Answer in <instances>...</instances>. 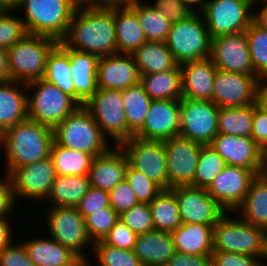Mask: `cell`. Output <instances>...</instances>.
Here are the masks:
<instances>
[{
  "instance_id": "1",
  "label": "cell",
  "mask_w": 267,
  "mask_h": 266,
  "mask_svg": "<svg viewBox=\"0 0 267 266\" xmlns=\"http://www.w3.org/2000/svg\"><path fill=\"white\" fill-rule=\"evenodd\" d=\"M61 43L66 48L99 57L117 53L113 4L98 5L82 1Z\"/></svg>"
},
{
  "instance_id": "2",
  "label": "cell",
  "mask_w": 267,
  "mask_h": 266,
  "mask_svg": "<svg viewBox=\"0 0 267 266\" xmlns=\"http://www.w3.org/2000/svg\"><path fill=\"white\" fill-rule=\"evenodd\" d=\"M53 141L51 127L30 119L10 127L3 132L5 173L10 176L21 166L49 157Z\"/></svg>"
},
{
  "instance_id": "3",
  "label": "cell",
  "mask_w": 267,
  "mask_h": 266,
  "mask_svg": "<svg viewBox=\"0 0 267 266\" xmlns=\"http://www.w3.org/2000/svg\"><path fill=\"white\" fill-rule=\"evenodd\" d=\"M82 0H22L21 17L27 34L46 36L61 42L67 35L72 16Z\"/></svg>"
},
{
  "instance_id": "4",
  "label": "cell",
  "mask_w": 267,
  "mask_h": 266,
  "mask_svg": "<svg viewBox=\"0 0 267 266\" xmlns=\"http://www.w3.org/2000/svg\"><path fill=\"white\" fill-rule=\"evenodd\" d=\"M54 141L67 148L90 154L93 158L106 153L111 147L90 112L79 106L54 129Z\"/></svg>"
},
{
  "instance_id": "5",
  "label": "cell",
  "mask_w": 267,
  "mask_h": 266,
  "mask_svg": "<svg viewBox=\"0 0 267 266\" xmlns=\"http://www.w3.org/2000/svg\"><path fill=\"white\" fill-rule=\"evenodd\" d=\"M26 87L28 119L52 129L80 106L71 96L43 78L26 83Z\"/></svg>"
},
{
  "instance_id": "6",
  "label": "cell",
  "mask_w": 267,
  "mask_h": 266,
  "mask_svg": "<svg viewBox=\"0 0 267 266\" xmlns=\"http://www.w3.org/2000/svg\"><path fill=\"white\" fill-rule=\"evenodd\" d=\"M231 214L234 212H226L213 227L214 250L251 255L264 261V229Z\"/></svg>"
},
{
  "instance_id": "7",
  "label": "cell",
  "mask_w": 267,
  "mask_h": 266,
  "mask_svg": "<svg viewBox=\"0 0 267 266\" xmlns=\"http://www.w3.org/2000/svg\"><path fill=\"white\" fill-rule=\"evenodd\" d=\"M165 43L179 65L210 58L211 38L202 13L173 22Z\"/></svg>"
},
{
  "instance_id": "8",
  "label": "cell",
  "mask_w": 267,
  "mask_h": 266,
  "mask_svg": "<svg viewBox=\"0 0 267 266\" xmlns=\"http://www.w3.org/2000/svg\"><path fill=\"white\" fill-rule=\"evenodd\" d=\"M58 42L50 37L27 34L7 49L11 80L28 83L43 78L46 59Z\"/></svg>"
},
{
  "instance_id": "9",
  "label": "cell",
  "mask_w": 267,
  "mask_h": 266,
  "mask_svg": "<svg viewBox=\"0 0 267 266\" xmlns=\"http://www.w3.org/2000/svg\"><path fill=\"white\" fill-rule=\"evenodd\" d=\"M48 208L44 214V216L46 215L45 224L49 229L48 237L70 249L84 263L90 261V256L85 251L87 248L92 250L93 243L88 237L84 218L78 209L76 207L49 206V204Z\"/></svg>"
},
{
  "instance_id": "10",
  "label": "cell",
  "mask_w": 267,
  "mask_h": 266,
  "mask_svg": "<svg viewBox=\"0 0 267 266\" xmlns=\"http://www.w3.org/2000/svg\"><path fill=\"white\" fill-rule=\"evenodd\" d=\"M254 9V0H208L200 12L212 39L244 32L253 22Z\"/></svg>"
},
{
  "instance_id": "11",
  "label": "cell",
  "mask_w": 267,
  "mask_h": 266,
  "mask_svg": "<svg viewBox=\"0 0 267 266\" xmlns=\"http://www.w3.org/2000/svg\"><path fill=\"white\" fill-rule=\"evenodd\" d=\"M84 107L90 112L103 135L108 140L114 141L113 145L119 146L123 141L128 140L121 90L98 88Z\"/></svg>"
},
{
  "instance_id": "12",
  "label": "cell",
  "mask_w": 267,
  "mask_h": 266,
  "mask_svg": "<svg viewBox=\"0 0 267 266\" xmlns=\"http://www.w3.org/2000/svg\"><path fill=\"white\" fill-rule=\"evenodd\" d=\"M119 146L126 154L128 163L133 169L158 184L163 190H168L164 142L133 136Z\"/></svg>"
},
{
  "instance_id": "13",
  "label": "cell",
  "mask_w": 267,
  "mask_h": 266,
  "mask_svg": "<svg viewBox=\"0 0 267 266\" xmlns=\"http://www.w3.org/2000/svg\"><path fill=\"white\" fill-rule=\"evenodd\" d=\"M219 107L212 101L180 99L179 135L202 145H210L218 134Z\"/></svg>"
},
{
  "instance_id": "14",
  "label": "cell",
  "mask_w": 267,
  "mask_h": 266,
  "mask_svg": "<svg viewBox=\"0 0 267 266\" xmlns=\"http://www.w3.org/2000/svg\"><path fill=\"white\" fill-rule=\"evenodd\" d=\"M163 142L166 151L168 189L192 185L202 144L180 135Z\"/></svg>"
},
{
  "instance_id": "15",
  "label": "cell",
  "mask_w": 267,
  "mask_h": 266,
  "mask_svg": "<svg viewBox=\"0 0 267 266\" xmlns=\"http://www.w3.org/2000/svg\"><path fill=\"white\" fill-rule=\"evenodd\" d=\"M259 79L256 75L216 70L213 102L218 107H243L258 103Z\"/></svg>"
},
{
  "instance_id": "16",
  "label": "cell",
  "mask_w": 267,
  "mask_h": 266,
  "mask_svg": "<svg viewBox=\"0 0 267 266\" xmlns=\"http://www.w3.org/2000/svg\"><path fill=\"white\" fill-rule=\"evenodd\" d=\"M56 176L50 156L36 163L17 168L10 175L16 202L17 200L19 202L20 197L24 198L23 201L26 199L27 201L45 202Z\"/></svg>"
},
{
  "instance_id": "17",
  "label": "cell",
  "mask_w": 267,
  "mask_h": 266,
  "mask_svg": "<svg viewBox=\"0 0 267 266\" xmlns=\"http://www.w3.org/2000/svg\"><path fill=\"white\" fill-rule=\"evenodd\" d=\"M175 194L182 224L214 227L226 211L209 195L207 189L189 186L170 188Z\"/></svg>"
},
{
  "instance_id": "18",
  "label": "cell",
  "mask_w": 267,
  "mask_h": 266,
  "mask_svg": "<svg viewBox=\"0 0 267 266\" xmlns=\"http://www.w3.org/2000/svg\"><path fill=\"white\" fill-rule=\"evenodd\" d=\"M256 177L254 171L226 164L207 191L226 212H235L244 202L251 182Z\"/></svg>"
},
{
  "instance_id": "19",
  "label": "cell",
  "mask_w": 267,
  "mask_h": 266,
  "mask_svg": "<svg viewBox=\"0 0 267 266\" xmlns=\"http://www.w3.org/2000/svg\"><path fill=\"white\" fill-rule=\"evenodd\" d=\"M210 59L218 69L256 75L251 62L245 31L212 38Z\"/></svg>"
},
{
  "instance_id": "20",
  "label": "cell",
  "mask_w": 267,
  "mask_h": 266,
  "mask_svg": "<svg viewBox=\"0 0 267 266\" xmlns=\"http://www.w3.org/2000/svg\"><path fill=\"white\" fill-rule=\"evenodd\" d=\"M180 131V100H152L142 128L135 137L166 141Z\"/></svg>"
},
{
  "instance_id": "21",
  "label": "cell",
  "mask_w": 267,
  "mask_h": 266,
  "mask_svg": "<svg viewBox=\"0 0 267 266\" xmlns=\"http://www.w3.org/2000/svg\"><path fill=\"white\" fill-rule=\"evenodd\" d=\"M140 83V73L131 53H113L99 57L98 88L124 90Z\"/></svg>"
},
{
  "instance_id": "22",
  "label": "cell",
  "mask_w": 267,
  "mask_h": 266,
  "mask_svg": "<svg viewBox=\"0 0 267 266\" xmlns=\"http://www.w3.org/2000/svg\"><path fill=\"white\" fill-rule=\"evenodd\" d=\"M210 146L223 158L226 164L244 167L262 175L260 147L251 137L218 133Z\"/></svg>"
},
{
  "instance_id": "23",
  "label": "cell",
  "mask_w": 267,
  "mask_h": 266,
  "mask_svg": "<svg viewBox=\"0 0 267 266\" xmlns=\"http://www.w3.org/2000/svg\"><path fill=\"white\" fill-rule=\"evenodd\" d=\"M112 146L106 153L93 158L88 173L90 186L107 192L125 179L129 164L120 146Z\"/></svg>"
},
{
  "instance_id": "24",
  "label": "cell",
  "mask_w": 267,
  "mask_h": 266,
  "mask_svg": "<svg viewBox=\"0 0 267 266\" xmlns=\"http://www.w3.org/2000/svg\"><path fill=\"white\" fill-rule=\"evenodd\" d=\"M182 98L213 102L216 66L210 58L189 61L180 65Z\"/></svg>"
},
{
  "instance_id": "25",
  "label": "cell",
  "mask_w": 267,
  "mask_h": 266,
  "mask_svg": "<svg viewBox=\"0 0 267 266\" xmlns=\"http://www.w3.org/2000/svg\"><path fill=\"white\" fill-rule=\"evenodd\" d=\"M47 236L21 241L35 266H83L85 264L70 249Z\"/></svg>"
},
{
  "instance_id": "26",
  "label": "cell",
  "mask_w": 267,
  "mask_h": 266,
  "mask_svg": "<svg viewBox=\"0 0 267 266\" xmlns=\"http://www.w3.org/2000/svg\"><path fill=\"white\" fill-rule=\"evenodd\" d=\"M99 56L70 48L71 72L74 83V100L84 104L97 91V69Z\"/></svg>"
},
{
  "instance_id": "27",
  "label": "cell",
  "mask_w": 267,
  "mask_h": 266,
  "mask_svg": "<svg viewBox=\"0 0 267 266\" xmlns=\"http://www.w3.org/2000/svg\"><path fill=\"white\" fill-rule=\"evenodd\" d=\"M26 83L0 81V129L6 131L28 119Z\"/></svg>"
},
{
  "instance_id": "28",
  "label": "cell",
  "mask_w": 267,
  "mask_h": 266,
  "mask_svg": "<svg viewBox=\"0 0 267 266\" xmlns=\"http://www.w3.org/2000/svg\"><path fill=\"white\" fill-rule=\"evenodd\" d=\"M133 250L143 266H165L176 252L172 234L157 230L138 235Z\"/></svg>"
},
{
  "instance_id": "29",
  "label": "cell",
  "mask_w": 267,
  "mask_h": 266,
  "mask_svg": "<svg viewBox=\"0 0 267 266\" xmlns=\"http://www.w3.org/2000/svg\"><path fill=\"white\" fill-rule=\"evenodd\" d=\"M117 52L133 53L147 42L137 14L127 4H113Z\"/></svg>"
},
{
  "instance_id": "30",
  "label": "cell",
  "mask_w": 267,
  "mask_h": 266,
  "mask_svg": "<svg viewBox=\"0 0 267 266\" xmlns=\"http://www.w3.org/2000/svg\"><path fill=\"white\" fill-rule=\"evenodd\" d=\"M171 234L176 252L189 255H211L214 250L212 226L184 223Z\"/></svg>"
},
{
  "instance_id": "31",
  "label": "cell",
  "mask_w": 267,
  "mask_h": 266,
  "mask_svg": "<svg viewBox=\"0 0 267 266\" xmlns=\"http://www.w3.org/2000/svg\"><path fill=\"white\" fill-rule=\"evenodd\" d=\"M248 224L266 229L267 228V175H257L251 182L249 191L244 202L236 209L234 214Z\"/></svg>"
},
{
  "instance_id": "32",
  "label": "cell",
  "mask_w": 267,
  "mask_h": 266,
  "mask_svg": "<svg viewBox=\"0 0 267 266\" xmlns=\"http://www.w3.org/2000/svg\"><path fill=\"white\" fill-rule=\"evenodd\" d=\"M88 175H57L45 201L50 206L77 207L90 188Z\"/></svg>"
},
{
  "instance_id": "33",
  "label": "cell",
  "mask_w": 267,
  "mask_h": 266,
  "mask_svg": "<svg viewBox=\"0 0 267 266\" xmlns=\"http://www.w3.org/2000/svg\"><path fill=\"white\" fill-rule=\"evenodd\" d=\"M140 84L152 100H180L182 98L180 65L165 72L140 75Z\"/></svg>"
},
{
  "instance_id": "34",
  "label": "cell",
  "mask_w": 267,
  "mask_h": 266,
  "mask_svg": "<svg viewBox=\"0 0 267 266\" xmlns=\"http://www.w3.org/2000/svg\"><path fill=\"white\" fill-rule=\"evenodd\" d=\"M132 56L140 75L165 72L178 65L166 43L147 41L134 51Z\"/></svg>"
},
{
  "instance_id": "35",
  "label": "cell",
  "mask_w": 267,
  "mask_h": 266,
  "mask_svg": "<svg viewBox=\"0 0 267 266\" xmlns=\"http://www.w3.org/2000/svg\"><path fill=\"white\" fill-rule=\"evenodd\" d=\"M43 79L56 85L62 92L74 99L70 48H66L61 42H58L47 56L46 72Z\"/></svg>"
},
{
  "instance_id": "36",
  "label": "cell",
  "mask_w": 267,
  "mask_h": 266,
  "mask_svg": "<svg viewBox=\"0 0 267 266\" xmlns=\"http://www.w3.org/2000/svg\"><path fill=\"white\" fill-rule=\"evenodd\" d=\"M121 93L128 127V139H130L142 128L152 99L140 83L122 90Z\"/></svg>"
},
{
  "instance_id": "37",
  "label": "cell",
  "mask_w": 267,
  "mask_h": 266,
  "mask_svg": "<svg viewBox=\"0 0 267 266\" xmlns=\"http://www.w3.org/2000/svg\"><path fill=\"white\" fill-rule=\"evenodd\" d=\"M127 5L137 14L148 42H166L172 24L169 20L144 1L134 0Z\"/></svg>"
},
{
  "instance_id": "38",
  "label": "cell",
  "mask_w": 267,
  "mask_h": 266,
  "mask_svg": "<svg viewBox=\"0 0 267 266\" xmlns=\"http://www.w3.org/2000/svg\"><path fill=\"white\" fill-rule=\"evenodd\" d=\"M50 157L57 175H88L93 157L82 151L63 147L53 141Z\"/></svg>"
},
{
  "instance_id": "39",
  "label": "cell",
  "mask_w": 267,
  "mask_h": 266,
  "mask_svg": "<svg viewBox=\"0 0 267 266\" xmlns=\"http://www.w3.org/2000/svg\"><path fill=\"white\" fill-rule=\"evenodd\" d=\"M149 207L155 230L172 233L182 224L175 194L170 189L161 191Z\"/></svg>"
},
{
  "instance_id": "40",
  "label": "cell",
  "mask_w": 267,
  "mask_h": 266,
  "mask_svg": "<svg viewBox=\"0 0 267 266\" xmlns=\"http://www.w3.org/2000/svg\"><path fill=\"white\" fill-rule=\"evenodd\" d=\"M253 105L219 107L218 133L251 137Z\"/></svg>"
},
{
  "instance_id": "41",
  "label": "cell",
  "mask_w": 267,
  "mask_h": 266,
  "mask_svg": "<svg viewBox=\"0 0 267 266\" xmlns=\"http://www.w3.org/2000/svg\"><path fill=\"white\" fill-rule=\"evenodd\" d=\"M226 166L223 158L210 145H202L194 182L191 186L208 189Z\"/></svg>"
},
{
  "instance_id": "42",
  "label": "cell",
  "mask_w": 267,
  "mask_h": 266,
  "mask_svg": "<svg viewBox=\"0 0 267 266\" xmlns=\"http://www.w3.org/2000/svg\"><path fill=\"white\" fill-rule=\"evenodd\" d=\"M245 33L254 72L259 80L267 78V30L253 21Z\"/></svg>"
},
{
  "instance_id": "43",
  "label": "cell",
  "mask_w": 267,
  "mask_h": 266,
  "mask_svg": "<svg viewBox=\"0 0 267 266\" xmlns=\"http://www.w3.org/2000/svg\"><path fill=\"white\" fill-rule=\"evenodd\" d=\"M94 252V257L99 266H143L134 253V250L120 249L104 244L102 241H97L93 243L92 247ZM88 261L86 264L92 266V263ZM96 263V266L98 264ZM95 266V265H93Z\"/></svg>"
},
{
  "instance_id": "44",
  "label": "cell",
  "mask_w": 267,
  "mask_h": 266,
  "mask_svg": "<svg viewBox=\"0 0 267 266\" xmlns=\"http://www.w3.org/2000/svg\"><path fill=\"white\" fill-rule=\"evenodd\" d=\"M118 220L119 214L111 206L86 216V231L92 243L102 241Z\"/></svg>"
},
{
  "instance_id": "45",
  "label": "cell",
  "mask_w": 267,
  "mask_h": 266,
  "mask_svg": "<svg viewBox=\"0 0 267 266\" xmlns=\"http://www.w3.org/2000/svg\"><path fill=\"white\" fill-rule=\"evenodd\" d=\"M15 11L0 10V48L8 49L27 35L24 23Z\"/></svg>"
},
{
  "instance_id": "46",
  "label": "cell",
  "mask_w": 267,
  "mask_h": 266,
  "mask_svg": "<svg viewBox=\"0 0 267 266\" xmlns=\"http://www.w3.org/2000/svg\"><path fill=\"white\" fill-rule=\"evenodd\" d=\"M119 220L126 224L137 235L155 230L148 203H139L130 210L122 212L119 215Z\"/></svg>"
},
{
  "instance_id": "47",
  "label": "cell",
  "mask_w": 267,
  "mask_h": 266,
  "mask_svg": "<svg viewBox=\"0 0 267 266\" xmlns=\"http://www.w3.org/2000/svg\"><path fill=\"white\" fill-rule=\"evenodd\" d=\"M125 179L128 181L131 188L135 192L139 203L150 204L155 199V197L161 191H163V189L158 184L148 179L142 173L133 169L129 164L126 170Z\"/></svg>"
},
{
  "instance_id": "48",
  "label": "cell",
  "mask_w": 267,
  "mask_h": 266,
  "mask_svg": "<svg viewBox=\"0 0 267 266\" xmlns=\"http://www.w3.org/2000/svg\"><path fill=\"white\" fill-rule=\"evenodd\" d=\"M149 4L171 23L184 20L195 12L186 0H155Z\"/></svg>"
},
{
  "instance_id": "49",
  "label": "cell",
  "mask_w": 267,
  "mask_h": 266,
  "mask_svg": "<svg viewBox=\"0 0 267 266\" xmlns=\"http://www.w3.org/2000/svg\"><path fill=\"white\" fill-rule=\"evenodd\" d=\"M110 206L120 215L139 204L135 192L126 179L118 183L110 192Z\"/></svg>"
},
{
  "instance_id": "50",
  "label": "cell",
  "mask_w": 267,
  "mask_h": 266,
  "mask_svg": "<svg viewBox=\"0 0 267 266\" xmlns=\"http://www.w3.org/2000/svg\"><path fill=\"white\" fill-rule=\"evenodd\" d=\"M137 236L126 224L118 220L102 242L108 246L133 250Z\"/></svg>"
},
{
  "instance_id": "51",
  "label": "cell",
  "mask_w": 267,
  "mask_h": 266,
  "mask_svg": "<svg viewBox=\"0 0 267 266\" xmlns=\"http://www.w3.org/2000/svg\"><path fill=\"white\" fill-rule=\"evenodd\" d=\"M106 207H110L109 192L90 187L76 208L83 218H85L86 216Z\"/></svg>"
},
{
  "instance_id": "52",
  "label": "cell",
  "mask_w": 267,
  "mask_h": 266,
  "mask_svg": "<svg viewBox=\"0 0 267 266\" xmlns=\"http://www.w3.org/2000/svg\"><path fill=\"white\" fill-rule=\"evenodd\" d=\"M211 266H262L263 261L255 256L213 250Z\"/></svg>"
},
{
  "instance_id": "53",
  "label": "cell",
  "mask_w": 267,
  "mask_h": 266,
  "mask_svg": "<svg viewBox=\"0 0 267 266\" xmlns=\"http://www.w3.org/2000/svg\"><path fill=\"white\" fill-rule=\"evenodd\" d=\"M0 266H35V264L28 257L22 242L12 241L0 250Z\"/></svg>"
},
{
  "instance_id": "54",
  "label": "cell",
  "mask_w": 267,
  "mask_h": 266,
  "mask_svg": "<svg viewBox=\"0 0 267 266\" xmlns=\"http://www.w3.org/2000/svg\"><path fill=\"white\" fill-rule=\"evenodd\" d=\"M251 138L259 147L267 142V111L258 103L253 105Z\"/></svg>"
},
{
  "instance_id": "55",
  "label": "cell",
  "mask_w": 267,
  "mask_h": 266,
  "mask_svg": "<svg viewBox=\"0 0 267 266\" xmlns=\"http://www.w3.org/2000/svg\"><path fill=\"white\" fill-rule=\"evenodd\" d=\"M5 178H0V216L8 217L11 215L13 209L17 207L13 190V183L8 174L3 175Z\"/></svg>"
},
{
  "instance_id": "56",
  "label": "cell",
  "mask_w": 267,
  "mask_h": 266,
  "mask_svg": "<svg viewBox=\"0 0 267 266\" xmlns=\"http://www.w3.org/2000/svg\"><path fill=\"white\" fill-rule=\"evenodd\" d=\"M210 256L175 252L165 266H211Z\"/></svg>"
},
{
  "instance_id": "57",
  "label": "cell",
  "mask_w": 267,
  "mask_h": 266,
  "mask_svg": "<svg viewBox=\"0 0 267 266\" xmlns=\"http://www.w3.org/2000/svg\"><path fill=\"white\" fill-rule=\"evenodd\" d=\"M9 217L0 216V250L9 245L13 239L12 223ZM12 231V232H11Z\"/></svg>"
},
{
  "instance_id": "58",
  "label": "cell",
  "mask_w": 267,
  "mask_h": 266,
  "mask_svg": "<svg viewBox=\"0 0 267 266\" xmlns=\"http://www.w3.org/2000/svg\"><path fill=\"white\" fill-rule=\"evenodd\" d=\"M260 1L263 3L261 4ZM256 4H261V6L259 5L260 9L258 11L254 10L253 21L267 30V0H254V7H256Z\"/></svg>"
},
{
  "instance_id": "59",
  "label": "cell",
  "mask_w": 267,
  "mask_h": 266,
  "mask_svg": "<svg viewBox=\"0 0 267 266\" xmlns=\"http://www.w3.org/2000/svg\"><path fill=\"white\" fill-rule=\"evenodd\" d=\"M11 80L7 49L0 48V81Z\"/></svg>"
},
{
  "instance_id": "60",
  "label": "cell",
  "mask_w": 267,
  "mask_h": 266,
  "mask_svg": "<svg viewBox=\"0 0 267 266\" xmlns=\"http://www.w3.org/2000/svg\"><path fill=\"white\" fill-rule=\"evenodd\" d=\"M258 104L267 111V78L259 81Z\"/></svg>"
},
{
  "instance_id": "61",
  "label": "cell",
  "mask_w": 267,
  "mask_h": 266,
  "mask_svg": "<svg viewBox=\"0 0 267 266\" xmlns=\"http://www.w3.org/2000/svg\"><path fill=\"white\" fill-rule=\"evenodd\" d=\"M22 0H0V10L17 11Z\"/></svg>"
},
{
  "instance_id": "62",
  "label": "cell",
  "mask_w": 267,
  "mask_h": 266,
  "mask_svg": "<svg viewBox=\"0 0 267 266\" xmlns=\"http://www.w3.org/2000/svg\"><path fill=\"white\" fill-rule=\"evenodd\" d=\"M82 1L91 4L109 5V4H128L134 0H82Z\"/></svg>"
},
{
  "instance_id": "63",
  "label": "cell",
  "mask_w": 267,
  "mask_h": 266,
  "mask_svg": "<svg viewBox=\"0 0 267 266\" xmlns=\"http://www.w3.org/2000/svg\"><path fill=\"white\" fill-rule=\"evenodd\" d=\"M260 163L262 166V172H267V142L260 147Z\"/></svg>"
},
{
  "instance_id": "64",
  "label": "cell",
  "mask_w": 267,
  "mask_h": 266,
  "mask_svg": "<svg viewBox=\"0 0 267 266\" xmlns=\"http://www.w3.org/2000/svg\"><path fill=\"white\" fill-rule=\"evenodd\" d=\"M207 1L208 0H186L194 11H200L206 5Z\"/></svg>"
},
{
  "instance_id": "65",
  "label": "cell",
  "mask_w": 267,
  "mask_h": 266,
  "mask_svg": "<svg viewBox=\"0 0 267 266\" xmlns=\"http://www.w3.org/2000/svg\"><path fill=\"white\" fill-rule=\"evenodd\" d=\"M267 260V228L264 230V261Z\"/></svg>"
},
{
  "instance_id": "66",
  "label": "cell",
  "mask_w": 267,
  "mask_h": 266,
  "mask_svg": "<svg viewBox=\"0 0 267 266\" xmlns=\"http://www.w3.org/2000/svg\"><path fill=\"white\" fill-rule=\"evenodd\" d=\"M2 142H3V132L0 129V145L2 146Z\"/></svg>"
},
{
  "instance_id": "67",
  "label": "cell",
  "mask_w": 267,
  "mask_h": 266,
  "mask_svg": "<svg viewBox=\"0 0 267 266\" xmlns=\"http://www.w3.org/2000/svg\"><path fill=\"white\" fill-rule=\"evenodd\" d=\"M264 262H267V261H264ZM264 262L262 263V266H267V264H266V263H264Z\"/></svg>"
}]
</instances>
